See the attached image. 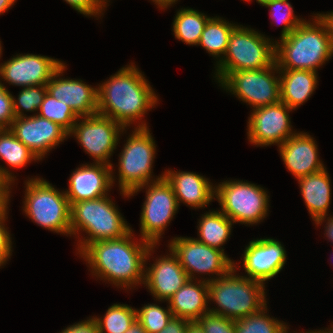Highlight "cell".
Listing matches in <instances>:
<instances>
[{
	"mask_svg": "<svg viewBox=\"0 0 333 333\" xmlns=\"http://www.w3.org/2000/svg\"><path fill=\"white\" fill-rule=\"evenodd\" d=\"M313 22L305 20L287 37L275 43L278 69L316 72L333 55L328 27L317 14ZM280 43V44H279Z\"/></svg>",
	"mask_w": 333,
	"mask_h": 333,
	"instance_id": "3",
	"label": "cell"
},
{
	"mask_svg": "<svg viewBox=\"0 0 333 333\" xmlns=\"http://www.w3.org/2000/svg\"><path fill=\"white\" fill-rule=\"evenodd\" d=\"M275 62V44L253 29L237 25L230 33L225 55L215 76L221 83L231 72L263 69Z\"/></svg>",
	"mask_w": 333,
	"mask_h": 333,
	"instance_id": "6",
	"label": "cell"
},
{
	"mask_svg": "<svg viewBox=\"0 0 333 333\" xmlns=\"http://www.w3.org/2000/svg\"><path fill=\"white\" fill-rule=\"evenodd\" d=\"M235 264L227 274L206 280L208 299L220 307L209 309V312L232 320L258 313L267 305L264 284L247 276L234 275L237 268Z\"/></svg>",
	"mask_w": 333,
	"mask_h": 333,
	"instance_id": "4",
	"label": "cell"
},
{
	"mask_svg": "<svg viewBox=\"0 0 333 333\" xmlns=\"http://www.w3.org/2000/svg\"><path fill=\"white\" fill-rule=\"evenodd\" d=\"M172 317L169 306L165 310L156 304H148L140 310H136V319L142 324L147 333H158Z\"/></svg>",
	"mask_w": 333,
	"mask_h": 333,
	"instance_id": "33",
	"label": "cell"
},
{
	"mask_svg": "<svg viewBox=\"0 0 333 333\" xmlns=\"http://www.w3.org/2000/svg\"><path fill=\"white\" fill-rule=\"evenodd\" d=\"M326 168L298 179L301 194L309 214L317 225L327 216L330 205L331 187Z\"/></svg>",
	"mask_w": 333,
	"mask_h": 333,
	"instance_id": "24",
	"label": "cell"
},
{
	"mask_svg": "<svg viewBox=\"0 0 333 333\" xmlns=\"http://www.w3.org/2000/svg\"><path fill=\"white\" fill-rule=\"evenodd\" d=\"M0 158L11 168H21L32 160H39L9 128H0Z\"/></svg>",
	"mask_w": 333,
	"mask_h": 333,
	"instance_id": "29",
	"label": "cell"
},
{
	"mask_svg": "<svg viewBox=\"0 0 333 333\" xmlns=\"http://www.w3.org/2000/svg\"><path fill=\"white\" fill-rule=\"evenodd\" d=\"M163 175L171 184L178 205L183 202L194 208H202L215 198V187L213 188L204 176L193 172L171 170H167Z\"/></svg>",
	"mask_w": 333,
	"mask_h": 333,
	"instance_id": "22",
	"label": "cell"
},
{
	"mask_svg": "<svg viewBox=\"0 0 333 333\" xmlns=\"http://www.w3.org/2000/svg\"><path fill=\"white\" fill-rule=\"evenodd\" d=\"M280 101L295 110L306 102L317 87V72L279 69Z\"/></svg>",
	"mask_w": 333,
	"mask_h": 333,
	"instance_id": "25",
	"label": "cell"
},
{
	"mask_svg": "<svg viewBox=\"0 0 333 333\" xmlns=\"http://www.w3.org/2000/svg\"><path fill=\"white\" fill-rule=\"evenodd\" d=\"M176 1H178V0H166V8H168V6H171L172 4H174Z\"/></svg>",
	"mask_w": 333,
	"mask_h": 333,
	"instance_id": "50",
	"label": "cell"
},
{
	"mask_svg": "<svg viewBox=\"0 0 333 333\" xmlns=\"http://www.w3.org/2000/svg\"><path fill=\"white\" fill-rule=\"evenodd\" d=\"M1 53H2V47H1V43H0V58H1Z\"/></svg>",
	"mask_w": 333,
	"mask_h": 333,
	"instance_id": "54",
	"label": "cell"
},
{
	"mask_svg": "<svg viewBox=\"0 0 333 333\" xmlns=\"http://www.w3.org/2000/svg\"><path fill=\"white\" fill-rule=\"evenodd\" d=\"M80 118L84 120L82 119V122L77 120L69 135L76 136L85 152L95 158V163L112 166L109 158L118 145L120 132L125 128L99 113Z\"/></svg>",
	"mask_w": 333,
	"mask_h": 333,
	"instance_id": "12",
	"label": "cell"
},
{
	"mask_svg": "<svg viewBox=\"0 0 333 333\" xmlns=\"http://www.w3.org/2000/svg\"><path fill=\"white\" fill-rule=\"evenodd\" d=\"M132 232L120 239L91 243L80 253L93 275L124 288L144 282L145 262L156 245L143 239L135 243Z\"/></svg>",
	"mask_w": 333,
	"mask_h": 333,
	"instance_id": "1",
	"label": "cell"
},
{
	"mask_svg": "<svg viewBox=\"0 0 333 333\" xmlns=\"http://www.w3.org/2000/svg\"><path fill=\"white\" fill-rule=\"evenodd\" d=\"M215 187L221 211L234 223L257 224L267 216L269 196L259 185L231 180Z\"/></svg>",
	"mask_w": 333,
	"mask_h": 333,
	"instance_id": "9",
	"label": "cell"
},
{
	"mask_svg": "<svg viewBox=\"0 0 333 333\" xmlns=\"http://www.w3.org/2000/svg\"><path fill=\"white\" fill-rule=\"evenodd\" d=\"M16 0H0V14L7 11Z\"/></svg>",
	"mask_w": 333,
	"mask_h": 333,
	"instance_id": "46",
	"label": "cell"
},
{
	"mask_svg": "<svg viewBox=\"0 0 333 333\" xmlns=\"http://www.w3.org/2000/svg\"><path fill=\"white\" fill-rule=\"evenodd\" d=\"M170 256H162L144 272V285L153 297L168 301L188 280L177 256L170 249Z\"/></svg>",
	"mask_w": 333,
	"mask_h": 333,
	"instance_id": "20",
	"label": "cell"
},
{
	"mask_svg": "<svg viewBox=\"0 0 333 333\" xmlns=\"http://www.w3.org/2000/svg\"><path fill=\"white\" fill-rule=\"evenodd\" d=\"M313 139L307 133H296L279 146L284 164L297 179L325 168Z\"/></svg>",
	"mask_w": 333,
	"mask_h": 333,
	"instance_id": "21",
	"label": "cell"
},
{
	"mask_svg": "<svg viewBox=\"0 0 333 333\" xmlns=\"http://www.w3.org/2000/svg\"><path fill=\"white\" fill-rule=\"evenodd\" d=\"M93 319L100 333H125L136 320V309L126 304H113L103 319Z\"/></svg>",
	"mask_w": 333,
	"mask_h": 333,
	"instance_id": "30",
	"label": "cell"
},
{
	"mask_svg": "<svg viewBox=\"0 0 333 333\" xmlns=\"http://www.w3.org/2000/svg\"><path fill=\"white\" fill-rule=\"evenodd\" d=\"M169 249L177 256L189 279H194V273L216 274L221 277L233 267L224 251L209 247L197 238L175 237L169 244Z\"/></svg>",
	"mask_w": 333,
	"mask_h": 333,
	"instance_id": "13",
	"label": "cell"
},
{
	"mask_svg": "<svg viewBox=\"0 0 333 333\" xmlns=\"http://www.w3.org/2000/svg\"><path fill=\"white\" fill-rule=\"evenodd\" d=\"M264 6L270 8L272 11L270 15L275 19L276 22L284 24L283 30L281 31V39L291 34L305 19H298L293 14L292 5L288 0H270ZM283 7L286 9L284 11Z\"/></svg>",
	"mask_w": 333,
	"mask_h": 333,
	"instance_id": "35",
	"label": "cell"
},
{
	"mask_svg": "<svg viewBox=\"0 0 333 333\" xmlns=\"http://www.w3.org/2000/svg\"><path fill=\"white\" fill-rule=\"evenodd\" d=\"M156 5H159L161 9L166 8V0H152Z\"/></svg>",
	"mask_w": 333,
	"mask_h": 333,
	"instance_id": "48",
	"label": "cell"
},
{
	"mask_svg": "<svg viewBox=\"0 0 333 333\" xmlns=\"http://www.w3.org/2000/svg\"><path fill=\"white\" fill-rule=\"evenodd\" d=\"M98 1H99V4L101 5V8L104 10L105 6H107L106 1H108V0H98Z\"/></svg>",
	"mask_w": 333,
	"mask_h": 333,
	"instance_id": "49",
	"label": "cell"
},
{
	"mask_svg": "<svg viewBox=\"0 0 333 333\" xmlns=\"http://www.w3.org/2000/svg\"><path fill=\"white\" fill-rule=\"evenodd\" d=\"M60 333H100L93 318L70 325Z\"/></svg>",
	"mask_w": 333,
	"mask_h": 333,
	"instance_id": "40",
	"label": "cell"
},
{
	"mask_svg": "<svg viewBox=\"0 0 333 333\" xmlns=\"http://www.w3.org/2000/svg\"><path fill=\"white\" fill-rule=\"evenodd\" d=\"M243 268L248 278L264 282L276 276L286 262V251L281 242L272 239L250 241L244 250Z\"/></svg>",
	"mask_w": 333,
	"mask_h": 333,
	"instance_id": "17",
	"label": "cell"
},
{
	"mask_svg": "<svg viewBox=\"0 0 333 333\" xmlns=\"http://www.w3.org/2000/svg\"><path fill=\"white\" fill-rule=\"evenodd\" d=\"M63 64L46 84L47 92L67 104L78 117H85L97 113L98 88H93L82 80L62 79L60 75L65 70ZM59 77V78H57Z\"/></svg>",
	"mask_w": 333,
	"mask_h": 333,
	"instance_id": "18",
	"label": "cell"
},
{
	"mask_svg": "<svg viewBox=\"0 0 333 333\" xmlns=\"http://www.w3.org/2000/svg\"><path fill=\"white\" fill-rule=\"evenodd\" d=\"M0 177L8 180L10 183L14 181L12 173H10L6 168L0 167Z\"/></svg>",
	"mask_w": 333,
	"mask_h": 333,
	"instance_id": "47",
	"label": "cell"
},
{
	"mask_svg": "<svg viewBox=\"0 0 333 333\" xmlns=\"http://www.w3.org/2000/svg\"><path fill=\"white\" fill-rule=\"evenodd\" d=\"M274 71H279L276 62L263 69L231 72L221 85L243 102L252 105L253 110L280 101V78ZM273 75H272V74Z\"/></svg>",
	"mask_w": 333,
	"mask_h": 333,
	"instance_id": "11",
	"label": "cell"
},
{
	"mask_svg": "<svg viewBox=\"0 0 333 333\" xmlns=\"http://www.w3.org/2000/svg\"><path fill=\"white\" fill-rule=\"evenodd\" d=\"M327 223H326V227H325V234L327 236V238H329V240H331V242H333V217H328L327 219Z\"/></svg>",
	"mask_w": 333,
	"mask_h": 333,
	"instance_id": "45",
	"label": "cell"
},
{
	"mask_svg": "<svg viewBox=\"0 0 333 333\" xmlns=\"http://www.w3.org/2000/svg\"><path fill=\"white\" fill-rule=\"evenodd\" d=\"M198 241L219 250L224 251L221 246L227 242L231 234V221L222 211H211L202 215L198 222Z\"/></svg>",
	"mask_w": 333,
	"mask_h": 333,
	"instance_id": "26",
	"label": "cell"
},
{
	"mask_svg": "<svg viewBox=\"0 0 333 333\" xmlns=\"http://www.w3.org/2000/svg\"><path fill=\"white\" fill-rule=\"evenodd\" d=\"M147 187L146 200L144 202L141 217V239L149 242L152 245L159 243L160 236L170 223L171 219L178 210V201L174 195L171 184L165 177L140 186L129 193L132 196L143 187ZM158 242V243H157Z\"/></svg>",
	"mask_w": 333,
	"mask_h": 333,
	"instance_id": "10",
	"label": "cell"
},
{
	"mask_svg": "<svg viewBox=\"0 0 333 333\" xmlns=\"http://www.w3.org/2000/svg\"><path fill=\"white\" fill-rule=\"evenodd\" d=\"M11 183L8 180H5L0 177V214H3L7 211V205L9 202V193H11L10 185ZM10 186V187H9Z\"/></svg>",
	"mask_w": 333,
	"mask_h": 333,
	"instance_id": "42",
	"label": "cell"
},
{
	"mask_svg": "<svg viewBox=\"0 0 333 333\" xmlns=\"http://www.w3.org/2000/svg\"><path fill=\"white\" fill-rule=\"evenodd\" d=\"M190 322L184 318L172 317L167 325L158 333H186Z\"/></svg>",
	"mask_w": 333,
	"mask_h": 333,
	"instance_id": "41",
	"label": "cell"
},
{
	"mask_svg": "<svg viewBox=\"0 0 333 333\" xmlns=\"http://www.w3.org/2000/svg\"><path fill=\"white\" fill-rule=\"evenodd\" d=\"M327 330H329V331H327ZM325 329V331H324V333H333V326L332 327H330V329ZM327 331V332H326Z\"/></svg>",
	"mask_w": 333,
	"mask_h": 333,
	"instance_id": "53",
	"label": "cell"
},
{
	"mask_svg": "<svg viewBox=\"0 0 333 333\" xmlns=\"http://www.w3.org/2000/svg\"><path fill=\"white\" fill-rule=\"evenodd\" d=\"M125 333H147L142 324L136 319Z\"/></svg>",
	"mask_w": 333,
	"mask_h": 333,
	"instance_id": "43",
	"label": "cell"
},
{
	"mask_svg": "<svg viewBox=\"0 0 333 333\" xmlns=\"http://www.w3.org/2000/svg\"><path fill=\"white\" fill-rule=\"evenodd\" d=\"M186 333H204V331L196 321H193L189 323Z\"/></svg>",
	"mask_w": 333,
	"mask_h": 333,
	"instance_id": "44",
	"label": "cell"
},
{
	"mask_svg": "<svg viewBox=\"0 0 333 333\" xmlns=\"http://www.w3.org/2000/svg\"><path fill=\"white\" fill-rule=\"evenodd\" d=\"M250 1V0H247ZM258 3H260L262 6H264L267 2H269L270 0H256Z\"/></svg>",
	"mask_w": 333,
	"mask_h": 333,
	"instance_id": "51",
	"label": "cell"
},
{
	"mask_svg": "<svg viewBox=\"0 0 333 333\" xmlns=\"http://www.w3.org/2000/svg\"><path fill=\"white\" fill-rule=\"evenodd\" d=\"M24 212L36 224L62 234H70L71 205L65 192L41 178L26 183Z\"/></svg>",
	"mask_w": 333,
	"mask_h": 333,
	"instance_id": "7",
	"label": "cell"
},
{
	"mask_svg": "<svg viewBox=\"0 0 333 333\" xmlns=\"http://www.w3.org/2000/svg\"><path fill=\"white\" fill-rule=\"evenodd\" d=\"M204 333H236L235 320L207 312L196 321Z\"/></svg>",
	"mask_w": 333,
	"mask_h": 333,
	"instance_id": "36",
	"label": "cell"
},
{
	"mask_svg": "<svg viewBox=\"0 0 333 333\" xmlns=\"http://www.w3.org/2000/svg\"><path fill=\"white\" fill-rule=\"evenodd\" d=\"M9 129L38 159H42L49 150L69 136V133L59 124L42 118L38 114L15 118Z\"/></svg>",
	"mask_w": 333,
	"mask_h": 333,
	"instance_id": "15",
	"label": "cell"
},
{
	"mask_svg": "<svg viewBox=\"0 0 333 333\" xmlns=\"http://www.w3.org/2000/svg\"><path fill=\"white\" fill-rule=\"evenodd\" d=\"M189 279L168 300L173 317L184 318L191 322L197 321L201 316L209 312L208 306V282L200 280L197 284Z\"/></svg>",
	"mask_w": 333,
	"mask_h": 333,
	"instance_id": "23",
	"label": "cell"
},
{
	"mask_svg": "<svg viewBox=\"0 0 333 333\" xmlns=\"http://www.w3.org/2000/svg\"><path fill=\"white\" fill-rule=\"evenodd\" d=\"M7 214V212L0 214V266L8 261L12 253V242L9 235L10 233L7 231V227L5 228L4 225Z\"/></svg>",
	"mask_w": 333,
	"mask_h": 333,
	"instance_id": "38",
	"label": "cell"
},
{
	"mask_svg": "<svg viewBox=\"0 0 333 333\" xmlns=\"http://www.w3.org/2000/svg\"><path fill=\"white\" fill-rule=\"evenodd\" d=\"M293 109L279 101L253 110L248 122V139L257 146H280L296 134L291 130L289 112Z\"/></svg>",
	"mask_w": 333,
	"mask_h": 333,
	"instance_id": "14",
	"label": "cell"
},
{
	"mask_svg": "<svg viewBox=\"0 0 333 333\" xmlns=\"http://www.w3.org/2000/svg\"><path fill=\"white\" fill-rule=\"evenodd\" d=\"M117 209L107 195L71 205V234L83 230L90 236L79 241V254L91 243L120 239L132 231Z\"/></svg>",
	"mask_w": 333,
	"mask_h": 333,
	"instance_id": "5",
	"label": "cell"
},
{
	"mask_svg": "<svg viewBox=\"0 0 333 333\" xmlns=\"http://www.w3.org/2000/svg\"><path fill=\"white\" fill-rule=\"evenodd\" d=\"M141 122L132 131L127 142L124 145L119 159V187L123 196H129V193L140 186L157 181L164 175L152 178V163L155 158V141L147 127L146 123Z\"/></svg>",
	"mask_w": 333,
	"mask_h": 333,
	"instance_id": "8",
	"label": "cell"
},
{
	"mask_svg": "<svg viewBox=\"0 0 333 333\" xmlns=\"http://www.w3.org/2000/svg\"><path fill=\"white\" fill-rule=\"evenodd\" d=\"M47 93L46 85H35L23 87L18 95V99L13 97V109L15 118H21L25 115L22 111H37L40 109L44 96Z\"/></svg>",
	"mask_w": 333,
	"mask_h": 333,
	"instance_id": "34",
	"label": "cell"
},
{
	"mask_svg": "<svg viewBox=\"0 0 333 333\" xmlns=\"http://www.w3.org/2000/svg\"><path fill=\"white\" fill-rule=\"evenodd\" d=\"M38 115L59 124L68 133L73 129L76 120L80 119L67 104L48 92L44 96Z\"/></svg>",
	"mask_w": 333,
	"mask_h": 333,
	"instance_id": "32",
	"label": "cell"
},
{
	"mask_svg": "<svg viewBox=\"0 0 333 333\" xmlns=\"http://www.w3.org/2000/svg\"><path fill=\"white\" fill-rule=\"evenodd\" d=\"M304 333V332H303ZM306 333H324V330L322 331V330H319V331H317V330H311V331H309V332H306Z\"/></svg>",
	"mask_w": 333,
	"mask_h": 333,
	"instance_id": "52",
	"label": "cell"
},
{
	"mask_svg": "<svg viewBox=\"0 0 333 333\" xmlns=\"http://www.w3.org/2000/svg\"><path fill=\"white\" fill-rule=\"evenodd\" d=\"M14 119L13 96L0 81V128H9Z\"/></svg>",
	"mask_w": 333,
	"mask_h": 333,
	"instance_id": "37",
	"label": "cell"
},
{
	"mask_svg": "<svg viewBox=\"0 0 333 333\" xmlns=\"http://www.w3.org/2000/svg\"><path fill=\"white\" fill-rule=\"evenodd\" d=\"M235 27L236 25L227 22L225 19L210 18L205 25L198 45L214 57H220L221 54L225 55L230 33Z\"/></svg>",
	"mask_w": 333,
	"mask_h": 333,
	"instance_id": "28",
	"label": "cell"
},
{
	"mask_svg": "<svg viewBox=\"0 0 333 333\" xmlns=\"http://www.w3.org/2000/svg\"><path fill=\"white\" fill-rule=\"evenodd\" d=\"M143 75L132 63L99 85L97 113L113 119L123 128L141 120L158 101Z\"/></svg>",
	"mask_w": 333,
	"mask_h": 333,
	"instance_id": "2",
	"label": "cell"
},
{
	"mask_svg": "<svg viewBox=\"0 0 333 333\" xmlns=\"http://www.w3.org/2000/svg\"><path fill=\"white\" fill-rule=\"evenodd\" d=\"M63 64L47 56L20 54L0 65V77L21 87L46 85Z\"/></svg>",
	"mask_w": 333,
	"mask_h": 333,
	"instance_id": "16",
	"label": "cell"
},
{
	"mask_svg": "<svg viewBox=\"0 0 333 333\" xmlns=\"http://www.w3.org/2000/svg\"><path fill=\"white\" fill-rule=\"evenodd\" d=\"M265 313L267 306L258 313L235 320L236 333H284L287 325Z\"/></svg>",
	"mask_w": 333,
	"mask_h": 333,
	"instance_id": "31",
	"label": "cell"
},
{
	"mask_svg": "<svg viewBox=\"0 0 333 333\" xmlns=\"http://www.w3.org/2000/svg\"><path fill=\"white\" fill-rule=\"evenodd\" d=\"M112 168L103 163L77 168L69 179V189L65 191L70 205L106 196L114 182Z\"/></svg>",
	"mask_w": 333,
	"mask_h": 333,
	"instance_id": "19",
	"label": "cell"
},
{
	"mask_svg": "<svg viewBox=\"0 0 333 333\" xmlns=\"http://www.w3.org/2000/svg\"><path fill=\"white\" fill-rule=\"evenodd\" d=\"M76 11L85 16L97 17L103 11L98 0H64ZM97 15V16H96Z\"/></svg>",
	"mask_w": 333,
	"mask_h": 333,
	"instance_id": "39",
	"label": "cell"
},
{
	"mask_svg": "<svg viewBox=\"0 0 333 333\" xmlns=\"http://www.w3.org/2000/svg\"><path fill=\"white\" fill-rule=\"evenodd\" d=\"M210 18L192 8H182L177 12L173 22L175 37L188 45H198L205 25Z\"/></svg>",
	"mask_w": 333,
	"mask_h": 333,
	"instance_id": "27",
	"label": "cell"
}]
</instances>
